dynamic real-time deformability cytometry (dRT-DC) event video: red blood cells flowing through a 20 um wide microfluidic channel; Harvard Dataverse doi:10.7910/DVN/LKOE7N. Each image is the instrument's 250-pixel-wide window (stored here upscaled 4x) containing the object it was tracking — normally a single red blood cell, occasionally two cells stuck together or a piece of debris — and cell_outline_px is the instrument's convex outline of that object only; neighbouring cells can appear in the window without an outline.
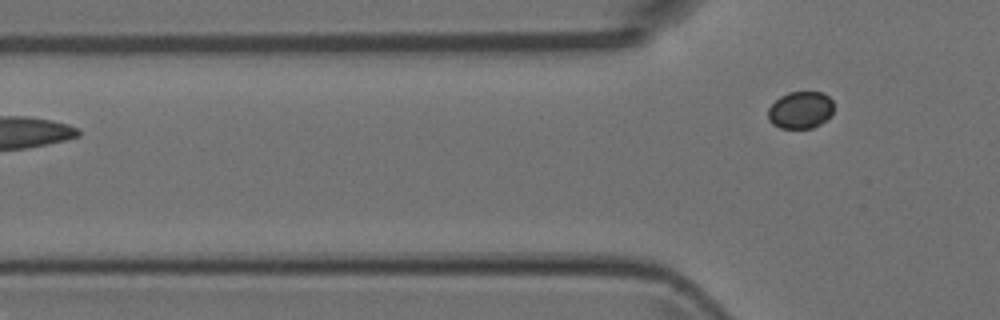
{"species": "Egyptian fruit bat (a non-hibernating species)", "species_latin": "Rousettus aegyptiacus", "temperature_condition": "room temperature", "stored_images_in_passage": 4, "camera_frame_rate_fps": 3000, "um_per_image_px": 0.085, "animal": {"sex": "female"}, "frame": {"image": 1, "passage_image": 4, "time_ms": 1.0, "image_size_px": [1000, 320], "cell_outline_px": [[832, 112], [820, 124], [812, 128], [780, 128], [772, 124], [768, 120], [768, 108], [780, 96], [788, 92], [824, 92], [832, 100]], "centroid_in_image_um": [68.01, 9.34], "position_along_channel_um": 57.8, "area_um2": 14.16}}